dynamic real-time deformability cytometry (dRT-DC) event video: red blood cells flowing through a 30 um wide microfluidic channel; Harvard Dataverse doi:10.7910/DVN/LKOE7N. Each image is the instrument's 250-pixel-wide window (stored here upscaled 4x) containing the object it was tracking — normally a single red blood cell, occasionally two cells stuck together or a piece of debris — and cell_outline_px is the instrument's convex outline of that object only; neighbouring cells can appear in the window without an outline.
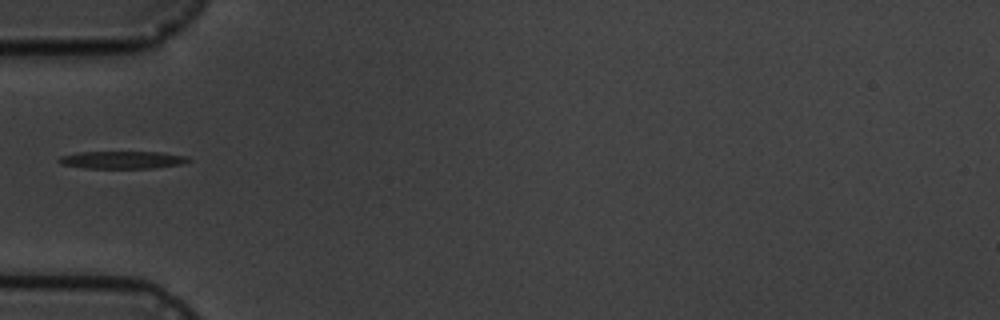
{"species": "common noctule bat (a hibernating species)", "species_latin": "Nyctalus noctula", "temperature_condition": "cold", "stored_images_in_passage": 4, "camera_frame_rate_fps": 3000, "um_per_image_px": 0.085, "animal": {"sex": "male", "body_mass_g": 19.5, "forearm_length_mm": 54.6}, "frame": {"image": 1, "passage_image": 1, "time_ms": 0.0, "image_size_px": [1000, 320], "cell_outline_px": [[192, 160], [180, 164], [152, 168], [84, 168], [60, 164], [56, 160], [60, 156], [80, 152], [160, 152], [188, 156]], "centroid_in_image_um": [10.37, 13.59], "position_along_channel_um": 74.6, "area_um2": 13.24}}
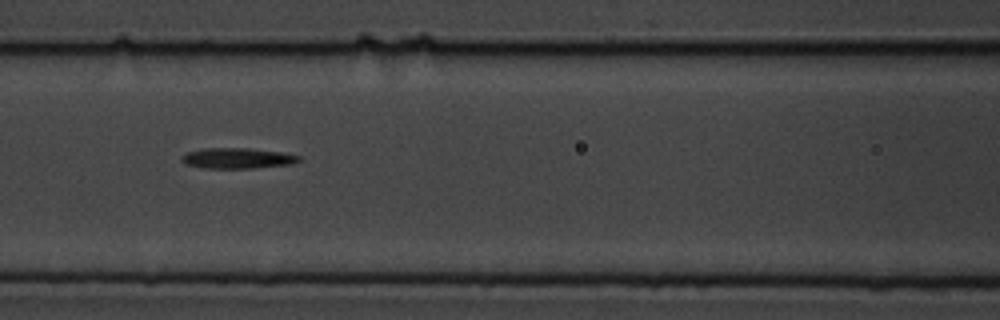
{"frame": {"image": 2, "passage_image": 3, "time_ms": 2.0, "image_size_px": [1000, 320], "cell_outline_px": [[300, 160], [292, 164], [252, 168], [200, 168], [184, 164], [180, 160], [180, 156], [188, 152], [204, 148], [248, 148], [280, 152], [300, 156]], "centroid_in_image_um": [20.11, 13.45], "position_along_channel_um": 146.5, "area_um2": 14.1}}
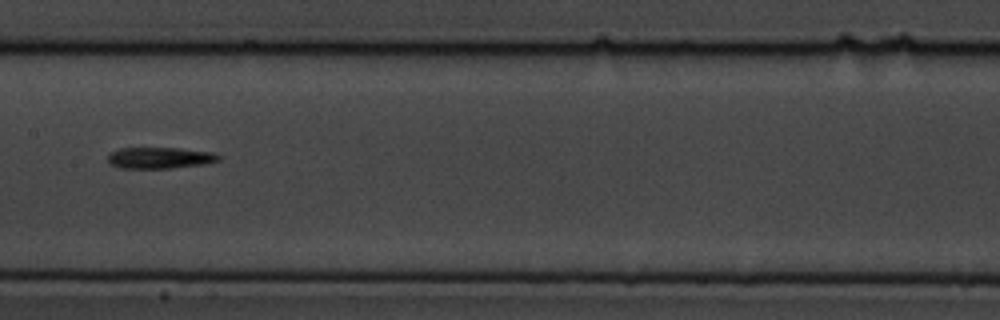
{"frame": {"image": 3, "passage_image": 4, "time_ms": 3.333, "image_size_px": [1000, 320], "cell_outline_px": [[220, 160], [208, 164], [172, 168], [120, 168], [108, 164], [108, 156], [112, 152], [120, 148], [180, 148], [212, 152], [220, 156]], "centroid_in_image_um": [13.61, 13.42], "position_along_channel_um": 193.8, "area_um2": 13.87}}